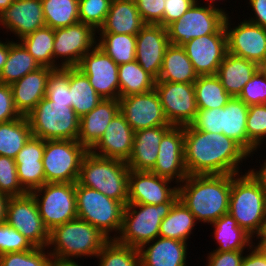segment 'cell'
I'll return each instance as SVG.
<instances>
[{"mask_svg": "<svg viewBox=\"0 0 266 266\" xmlns=\"http://www.w3.org/2000/svg\"><path fill=\"white\" fill-rule=\"evenodd\" d=\"M247 158L250 154L223 133L184 126V164L188 175L241 174L240 166Z\"/></svg>", "mask_w": 266, "mask_h": 266, "instance_id": "obj_1", "label": "cell"}, {"mask_svg": "<svg viewBox=\"0 0 266 266\" xmlns=\"http://www.w3.org/2000/svg\"><path fill=\"white\" fill-rule=\"evenodd\" d=\"M234 174L188 175L178 185L179 200L196 221L213 223L228 213L231 182Z\"/></svg>", "mask_w": 266, "mask_h": 266, "instance_id": "obj_2", "label": "cell"}, {"mask_svg": "<svg viewBox=\"0 0 266 266\" xmlns=\"http://www.w3.org/2000/svg\"><path fill=\"white\" fill-rule=\"evenodd\" d=\"M245 171L232 178L228 213L255 238L266 219V191L249 170Z\"/></svg>", "mask_w": 266, "mask_h": 266, "instance_id": "obj_3", "label": "cell"}, {"mask_svg": "<svg viewBox=\"0 0 266 266\" xmlns=\"http://www.w3.org/2000/svg\"><path fill=\"white\" fill-rule=\"evenodd\" d=\"M108 240L96 227L75 218L49 232L47 249L58 259L95 258Z\"/></svg>", "mask_w": 266, "mask_h": 266, "instance_id": "obj_4", "label": "cell"}, {"mask_svg": "<svg viewBox=\"0 0 266 266\" xmlns=\"http://www.w3.org/2000/svg\"><path fill=\"white\" fill-rule=\"evenodd\" d=\"M129 172L125 161L100 157L89 151L83 158L77 182L126 206Z\"/></svg>", "mask_w": 266, "mask_h": 266, "instance_id": "obj_5", "label": "cell"}, {"mask_svg": "<svg viewBox=\"0 0 266 266\" xmlns=\"http://www.w3.org/2000/svg\"><path fill=\"white\" fill-rule=\"evenodd\" d=\"M75 193L77 218L96 227L109 240L116 239L122 229L124 205L78 182L75 183Z\"/></svg>", "mask_w": 266, "mask_h": 266, "instance_id": "obj_6", "label": "cell"}, {"mask_svg": "<svg viewBox=\"0 0 266 266\" xmlns=\"http://www.w3.org/2000/svg\"><path fill=\"white\" fill-rule=\"evenodd\" d=\"M26 117L34 137L77 141L80 118L67 104L55 103L44 97Z\"/></svg>", "mask_w": 266, "mask_h": 266, "instance_id": "obj_7", "label": "cell"}, {"mask_svg": "<svg viewBox=\"0 0 266 266\" xmlns=\"http://www.w3.org/2000/svg\"><path fill=\"white\" fill-rule=\"evenodd\" d=\"M174 203L164 202L158 205L128 203L124 206L122 229L116 240L137 249L153 241L159 236L160 224Z\"/></svg>", "mask_w": 266, "mask_h": 266, "instance_id": "obj_8", "label": "cell"}, {"mask_svg": "<svg viewBox=\"0 0 266 266\" xmlns=\"http://www.w3.org/2000/svg\"><path fill=\"white\" fill-rule=\"evenodd\" d=\"M88 152L75 140H45L42 159L45 183H76Z\"/></svg>", "mask_w": 266, "mask_h": 266, "instance_id": "obj_9", "label": "cell"}, {"mask_svg": "<svg viewBox=\"0 0 266 266\" xmlns=\"http://www.w3.org/2000/svg\"><path fill=\"white\" fill-rule=\"evenodd\" d=\"M49 232L56 226L77 218L75 183H45L30 192Z\"/></svg>", "mask_w": 266, "mask_h": 266, "instance_id": "obj_10", "label": "cell"}, {"mask_svg": "<svg viewBox=\"0 0 266 266\" xmlns=\"http://www.w3.org/2000/svg\"><path fill=\"white\" fill-rule=\"evenodd\" d=\"M226 16L221 10L194 2L180 19L166 27L169 43L183 46L194 38L217 33Z\"/></svg>", "mask_w": 266, "mask_h": 266, "instance_id": "obj_11", "label": "cell"}, {"mask_svg": "<svg viewBox=\"0 0 266 266\" xmlns=\"http://www.w3.org/2000/svg\"><path fill=\"white\" fill-rule=\"evenodd\" d=\"M96 34L97 31L91 25L82 22L55 29L54 69L77 67L82 57L97 45Z\"/></svg>", "mask_w": 266, "mask_h": 266, "instance_id": "obj_12", "label": "cell"}, {"mask_svg": "<svg viewBox=\"0 0 266 266\" xmlns=\"http://www.w3.org/2000/svg\"><path fill=\"white\" fill-rule=\"evenodd\" d=\"M155 91L165 118L172 126H188L198 112L194 84L156 81Z\"/></svg>", "mask_w": 266, "mask_h": 266, "instance_id": "obj_13", "label": "cell"}, {"mask_svg": "<svg viewBox=\"0 0 266 266\" xmlns=\"http://www.w3.org/2000/svg\"><path fill=\"white\" fill-rule=\"evenodd\" d=\"M6 223L18 230L34 247L47 248L49 230L45 227L37 203L30 193L9 198Z\"/></svg>", "mask_w": 266, "mask_h": 266, "instance_id": "obj_14", "label": "cell"}, {"mask_svg": "<svg viewBox=\"0 0 266 266\" xmlns=\"http://www.w3.org/2000/svg\"><path fill=\"white\" fill-rule=\"evenodd\" d=\"M231 21L227 15L224 22L227 52L262 67L266 62V28L253 24L245 18L237 26Z\"/></svg>", "mask_w": 266, "mask_h": 266, "instance_id": "obj_15", "label": "cell"}, {"mask_svg": "<svg viewBox=\"0 0 266 266\" xmlns=\"http://www.w3.org/2000/svg\"><path fill=\"white\" fill-rule=\"evenodd\" d=\"M118 66L96 45L82 57L77 68L88 77L94 90L103 99H119Z\"/></svg>", "mask_w": 266, "mask_h": 266, "instance_id": "obj_16", "label": "cell"}, {"mask_svg": "<svg viewBox=\"0 0 266 266\" xmlns=\"http://www.w3.org/2000/svg\"><path fill=\"white\" fill-rule=\"evenodd\" d=\"M118 100L120 113L134 132L156 126H172L165 118L155 89L143 94L121 97Z\"/></svg>", "mask_w": 266, "mask_h": 266, "instance_id": "obj_17", "label": "cell"}, {"mask_svg": "<svg viewBox=\"0 0 266 266\" xmlns=\"http://www.w3.org/2000/svg\"><path fill=\"white\" fill-rule=\"evenodd\" d=\"M198 76L216 75L227 54L224 26L214 34L197 37L182 46Z\"/></svg>", "mask_w": 266, "mask_h": 266, "instance_id": "obj_18", "label": "cell"}, {"mask_svg": "<svg viewBox=\"0 0 266 266\" xmlns=\"http://www.w3.org/2000/svg\"><path fill=\"white\" fill-rule=\"evenodd\" d=\"M150 171L129 172L128 203L158 205L179 199L178 185ZM171 183V184H170Z\"/></svg>", "mask_w": 266, "mask_h": 266, "instance_id": "obj_19", "label": "cell"}, {"mask_svg": "<svg viewBox=\"0 0 266 266\" xmlns=\"http://www.w3.org/2000/svg\"><path fill=\"white\" fill-rule=\"evenodd\" d=\"M150 172L167 178L176 185L188 177L184 164V127L172 126L163 135L156 163Z\"/></svg>", "mask_w": 266, "mask_h": 266, "instance_id": "obj_20", "label": "cell"}, {"mask_svg": "<svg viewBox=\"0 0 266 266\" xmlns=\"http://www.w3.org/2000/svg\"><path fill=\"white\" fill-rule=\"evenodd\" d=\"M169 44L167 29L160 24H146L136 35V61L156 80Z\"/></svg>", "mask_w": 266, "mask_h": 266, "instance_id": "obj_21", "label": "cell"}, {"mask_svg": "<svg viewBox=\"0 0 266 266\" xmlns=\"http://www.w3.org/2000/svg\"><path fill=\"white\" fill-rule=\"evenodd\" d=\"M0 26L17 41L45 26L41 0H14L0 15Z\"/></svg>", "mask_w": 266, "mask_h": 266, "instance_id": "obj_22", "label": "cell"}, {"mask_svg": "<svg viewBox=\"0 0 266 266\" xmlns=\"http://www.w3.org/2000/svg\"><path fill=\"white\" fill-rule=\"evenodd\" d=\"M134 130L119 112L100 140L89 150L94 155L127 162L133 149Z\"/></svg>", "mask_w": 266, "mask_h": 266, "instance_id": "obj_23", "label": "cell"}, {"mask_svg": "<svg viewBox=\"0 0 266 266\" xmlns=\"http://www.w3.org/2000/svg\"><path fill=\"white\" fill-rule=\"evenodd\" d=\"M44 148L45 140L31 136L15 158L19 183L27 193L45 184Z\"/></svg>", "mask_w": 266, "mask_h": 266, "instance_id": "obj_24", "label": "cell"}, {"mask_svg": "<svg viewBox=\"0 0 266 266\" xmlns=\"http://www.w3.org/2000/svg\"><path fill=\"white\" fill-rule=\"evenodd\" d=\"M53 70L41 66L10 84L14 105L21 116H27L46 97L47 79Z\"/></svg>", "mask_w": 266, "mask_h": 266, "instance_id": "obj_25", "label": "cell"}, {"mask_svg": "<svg viewBox=\"0 0 266 266\" xmlns=\"http://www.w3.org/2000/svg\"><path fill=\"white\" fill-rule=\"evenodd\" d=\"M188 243L158 236L138 250L141 266H188Z\"/></svg>", "mask_w": 266, "mask_h": 266, "instance_id": "obj_26", "label": "cell"}, {"mask_svg": "<svg viewBox=\"0 0 266 266\" xmlns=\"http://www.w3.org/2000/svg\"><path fill=\"white\" fill-rule=\"evenodd\" d=\"M119 112L118 99H102L91 112L80 118L77 141L90 150L100 140L111 120Z\"/></svg>", "mask_w": 266, "mask_h": 266, "instance_id": "obj_27", "label": "cell"}, {"mask_svg": "<svg viewBox=\"0 0 266 266\" xmlns=\"http://www.w3.org/2000/svg\"><path fill=\"white\" fill-rule=\"evenodd\" d=\"M172 126H156L134 132L132 153L126 162L130 170L151 171L156 163L163 135Z\"/></svg>", "mask_w": 266, "mask_h": 266, "instance_id": "obj_28", "label": "cell"}, {"mask_svg": "<svg viewBox=\"0 0 266 266\" xmlns=\"http://www.w3.org/2000/svg\"><path fill=\"white\" fill-rule=\"evenodd\" d=\"M145 25L135 0H112L105 22L97 33L137 35Z\"/></svg>", "mask_w": 266, "mask_h": 266, "instance_id": "obj_29", "label": "cell"}, {"mask_svg": "<svg viewBox=\"0 0 266 266\" xmlns=\"http://www.w3.org/2000/svg\"><path fill=\"white\" fill-rule=\"evenodd\" d=\"M248 110L249 106L244 101L238 97H232L222 107V133L239 143L252 158L258 148L247 137Z\"/></svg>", "mask_w": 266, "mask_h": 266, "instance_id": "obj_30", "label": "cell"}, {"mask_svg": "<svg viewBox=\"0 0 266 266\" xmlns=\"http://www.w3.org/2000/svg\"><path fill=\"white\" fill-rule=\"evenodd\" d=\"M259 68L256 63L227 52L216 76L231 97H238Z\"/></svg>", "mask_w": 266, "mask_h": 266, "instance_id": "obj_31", "label": "cell"}, {"mask_svg": "<svg viewBox=\"0 0 266 266\" xmlns=\"http://www.w3.org/2000/svg\"><path fill=\"white\" fill-rule=\"evenodd\" d=\"M217 243V252L248 250L254 244V238L243 228H240L236 220L229 214L222 215L210 224ZM247 248V249H246Z\"/></svg>", "mask_w": 266, "mask_h": 266, "instance_id": "obj_32", "label": "cell"}, {"mask_svg": "<svg viewBox=\"0 0 266 266\" xmlns=\"http://www.w3.org/2000/svg\"><path fill=\"white\" fill-rule=\"evenodd\" d=\"M197 77L184 48L169 44L165 50L161 72L156 81L194 83Z\"/></svg>", "mask_w": 266, "mask_h": 266, "instance_id": "obj_33", "label": "cell"}, {"mask_svg": "<svg viewBox=\"0 0 266 266\" xmlns=\"http://www.w3.org/2000/svg\"><path fill=\"white\" fill-rule=\"evenodd\" d=\"M69 90L72 108L79 118L91 112L103 99L77 67H69Z\"/></svg>", "mask_w": 266, "mask_h": 266, "instance_id": "obj_34", "label": "cell"}, {"mask_svg": "<svg viewBox=\"0 0 266 266\" xmlns=\"http://www.w3.org/2000/svg\"><path fill=\"white\" fill-rule=\"evenodd\" d=\"M197 223L195 216L184 203L178 199L174 203L169 214L162 220L159 236L188 242V239L191 238L189 236L193 234L194 227Z\"/></svg>", "mask_w": 266, "mask_h": 266, "instance_id": "obj_35", "label": "cell"}, {"mask_svg": "<svg viewBox=\"0 0 266 266\" xmlns=\"http://www.w3.org/2000/svg\"><path fill=\"white\" fill-rule=\"evenodd\" d=\"M40 67L41 65L19 41L9 40V54L0 72V83L10 85Z\"/></svg>", "mask_w": 266, "mask_h": 266, "instance_id": "obj_36", "label": "cell"}, {"mask_svg": "<svg viewBox=\"0 0 266 266\" xmlns=\"http://www.w3.org/2000/svg\"><path fill=\"white\" fill-rule=\"evenodd\" d=\"M31 136L26 116L0 123V155L15 159Z\"/></svg>", "mask_w": 266, "mask_h": 266, "instance_id": "obj_37", "label": "cell"}, {"mask_svg": "<svg viewBox=\"0 0 266 266\" xmlns=\"http://www.w3.org/2000/svg\"><path fill=\"white\" fill-rule=\"evenodd\" d=\"M120 98L154 89L156 79L134 60L118 66Z\"/></svg>", "mask_w": 266, "mask_h": 266, "instance_id": "obj_38", "label": "cell"}, {"mask_svg": "<svg viewBox=\"0 0 266 266\" xmlns=\"http://www.w3.org/2000/svg\"><path fill=\"white\" fill-rule=\"evenodd\" d=\"M97 46L117 65L136 60V35L97 33Z\"/></svg>", "mask_w": 266, "mask_h": 266, "instance_id": "obj_39", "label": "cell"}, {"mask_svg": "<svg viewBox=\"0 0 266 266\" xmlns=\"http://www.w3.org/2000/svg\"><path fill=\"white\" fill-rule=\"evenodd\" d=\"M193 84L198 110L222 108L232 98L216 75L198 76Z\"/></svg>", "mask_w": 266, "mask_h": 266, "instance_id": "obj_40", "label": "cell"}, {"mask_svg": "<svg viewBox=\"0 0 266 266\" xmlns=\"http://www.w3.org/2000/svg\"><path fill=\"white\" fill-rule=\"evenodd\" d=\"M45 26L64 28L80 22L79 0H41Z\"/></svg>", "mask_w": 266, "mask_h": 266, "instance_id": "obj_41", "label": "cell"}, {"mask_svg": "<svg viewBox=\"0 0 266 266\" xmlns=\"http://www.w3.org/2000/svg\"><path fill=\"white\" fill-rule=\"evenodd\" d=\"M41 65L54 69V29L44 26L18 40Z\"/></svg>", "mask_w": 266, "mask_h": 266, "instance_id": "obj_42", "label": "cell"}, {"mask_svg": "<svg viewBox=\"0 0 266 266\" xmlns=\"http://www.w3.org/2000/svg\"><path fill=\"white\" fill-rule=\"evenodd\" d=\"M96 258L98 266H141L139 250L116 239L108 240Z\"/></svg>", "mask_w": 266, "mask_h": 266, "instance_id": "obj_43", "label": "cell"}, {"mask_svg": "<svg viewBox=\"0 0 266 266\" xmlns=\"http://www.w3.org/2000/svg\"><path fill=\"white\" fill-rule=\"evenodd\" d=\"M51 257L46 247H34L0 255V266H48Z\"/></svg>", "mask_w": 266, "mask_h": 266, "instance_id": "obj_44", "label": "cell"}, {"mask_svg": "<svg viewBox=\"0 0 266 266\" xmlns=\"http://www.w3.org/2000/svg\"><path fill=\"white\" fill-rule=\"evenodd\" d=\"M46 97L55 103L72 107L69 90V67L54 69L47 79Z\"/></svg>", "mask_w": 266, "mask_h": 266, "instance_id": "obj_45", "label": "cell"}, {"mask_svg": "<svg viewBox=\"0 0 266 266\" xmlns=\"http://www.w3.org/2000/svg\"><path fill=\"white\" fill-rule=\"evenodd\" d=\"M112 0H79V20L96 31L104 24Z\"/></svg>", "mask_w": 266, "mask_h": 266, "instance_id": "obj_46", "label": "cell"}, {"mask_svg": "<svg viewBox=\"0 0 266 266\" xmlns=\"http://www.w3.org/2000/svg\"><path fill=\"white\" fill-rule=\"evenodd\" d=\"M0 193L9 197L26 195L17 176L15 159L0 155Z\"/></svg>", "mask_w": 266, "mask_h": 266, "instance_id": "obj_47", "label": "cell"}, {"mask_svg": "<svg viewBox=\"0 0 266 266\" xmlns=\"http://www.w3.org/2000/svg\"><path fill=\"white\" fill-rule=\"evenodd\" d=\"M246 131L248 139L261 149L266 140V104L249 106Z\"/></svg>", "mask_w": 266, "mask_h": 266, "instance_id": "obj_48", "label": "cell"}, {"mask_svg": "<svg viewBox=\"0 0 266 266\" xmlns=\"http://www.w3.org/2000/svg\"><path fill=\"white\" fill-rule=\"evenodd\" d=\"M248 106L266 104V72L260 67L238 96Z\"/></svg>", "mask_w": 266, "mask_h": 266, "instance_id": "obj_49", "label": "cell"}, {"mask_svg": "<svg viewBox=\"0 0 266 266\" xmlns=\"http://www.w3.org/2000/svg\"><path fill=\"white\" fill-rule=\"evenodd\" d=\"M34 246L18 230L6 222L0 225V255L33 249Z\"/></svg>", "mask_w": 266, "mask_h": 266, "instance_id": "obj_50", "label": "cell"}, {"mask_svg": "<svg viewBox=\"0 0 266 266\" xmlns=\"http://www.w3.org/2000/svg\"><path fill=\"white\" fill-rule=\"evenodd\" d=\"M194 129L208 133H222V108L198 110L190 124Z\"/></svg>", "mask_w": 266, "mask_h": 266, "instance_id": "obj_51", "label": "cell"}, {"mask_svg": "<svg viewBox=\"0 0 266 266\" xmlns=\"http://www.w3.org/2000/svg\"><path fill=\"white\" fill-rule=\"evenodd\" d=\"M138 12L146 24L163 26L165 0H135Z\"/></svg>", "mask_w": 266, "mask_h": 266, "instance_id": "obj_52", "label": "cell"}, {"mask_svg": "<svg viewBox=\"0 0 266 266\" xmlns=\"http://www.w3.org/2000/svg\"><path fill=\"white\" fill-rule=\"evenodd\" d=\"M21 117L14 105L12 90L9 84L0 83V123Z\"/></svg>", "mask_w": 266, "mask_h": 266, "instance_id": "obj_53", "label": "cell"}, {"mask_svg": "<svg viewBox=\"0 0 266 266\" xmlns=\"http://www.w3.org/2000/svg\"><path fill=\"white\" fill-rule=\"evenodd\" d=\"M246 250H235L226 252H209L206 257V266H241Z\"/></svg>", "mask_w": 266, "mask_h": 266, "instance_id": "obj_54", "label": "cell"}, {"mask_svg": "<svg viewBox=\"0 0 266 266\" xmlns=\"http://www.w3.org/2000/svg\"><path fill=\"white\" fill-rule=\"evenodd\" d=\"M195 0H165L163 14V27H167L181 16L194 4Z\"/></svg>", "mask_w": 266, "mask_h": 266, "instance_id": "obj_55", "label": "cell"}, {"mask_svg": "<svg viewBox=\"0 0 266 266\" xmlns=\"http://www.w3.org/2000/svg\"><path fill=\"white\" fill-rule=\"evenodd\" d=\"M250 9L254 14L247 17L249 22L266 28V0H249ZM253 16V17H252Z\"/></svg>", "mask_w": 266, "mask_h": 266, "instance_id": "obj_56", "label": "cell"}, {"mask_svg": "<svg viewBox=\"0 0 266 266\" xmlns=\"http://www.w3.org/2000/svg\"><path fill=\"white\" fill-rule=\"evenodd\" d=\"M241 266H266V255L253 244L246 250Z\"/></svg>", "mask_w": 266, "mask_h": 266, "instance_id": "obj_57", "label": "cell"}, {"mask_svg": "<svg viewBox=\"0 0 266 266\" xmlns=\"http://www.w3.org/2000/svg\"><path fill=\"white\" fill-rule=\"evenodd\" d=\"M260 166V167H259ZM259 166H256L258 167L259 169H255L254 167L253 168H250L248 169L252 174L253 176L260 182V184L262 185V187L265 189L266 191V159L264 160L263 164L262 165H259Z\"/></svg>", "mask_w": 266, "mask_h": 266, "instance_id": "obj_58", "label": "cell"}, {"mask_svg": "<svg viewBox=\"0 0 266 266\" xmlns=\"http://www.w3.org/2000/svg\"><path fill=\"white\" fill-rule=\"evenodd\" d=\"M5 41L6 42L0 39V72L4 67L9 54V39L7 38Z\"/></svg>", "mask_w": 266, "mask_h": 266, "instance_id": "obj_59", "label": "cell"}, {"mask_svg": "<svg viewBox=\"0 0 266 266\" xmlns=\"http://www.w3.org/2000/svg\"><path fill=\"white\" fill-rule=\"evenodd\" d=\"M48 266H83L78 263V260L74 261L71 259H58L51 257Z\"/></svg>", "mask_w": 266, "mask_h": 266, "instance_id": "obj_60", "label": "cell"}, {"mask_svg": "<svg viewBox=\"0 0 266 266\" xmlns=\"http://www.w3.org/2000/svg\"><path fill=\"white\" fill-rule=\"evenodd\" d=\"M9 196L0 193V225L6 222V210Z\"/></svg>", "mask_w": 266, "mask_h": 266, "instance_id": "obj_61", "label": "cell"}, {"mask_svg": "<svg viewBox=\"0 0 266 266\" xmlns=\"http://www.w3.org/2000/svg\"><path fill=\"white\" fill-rule=\"evenodd\" d=\"M200 1H202V0H195V2H197V3H204V2H200ZM206 1H207V3H204L203 5H206V6H210V7L216 8V9H218V10L223 11L226 15H229L228 10L225 11L226 8L224 9V8H222V7L219 6V3H221L220 1H222V0H206ZM218 1H219V3H218ZM223 1H226V0H223ZM217 3H218V5H217ZM215 4H216V5H215ZM227 12H228V13H227Z\"/></svg>", "mask_w": 266, "mask_h": 266, "instance_id": "obj_62", "label": "cell"}, {"mask_svg": "<svg viewBox=\"0 0 266 266\" xmlns=\"http://www.w3.org/2000/svg\"><path fill=\"white\" fill-rule=\"evenodd\" d=\"M254 241V245L266 255V236H257Z\"/></svg>", "mask_w": 266, "mask_h": 266, "instance_id": "obj_63", "label": "cell"}, {"mask_svg": "<svg viewBox=\"0 0 266 266\" xmlns=\"http://www.w3.org/2000/svg\"><path fill=\"white\" fill-rule=\"evenodd\" d=\"M13 1L14 0H0V15L13 3Z\"/></svg>", "mask_w": 266, "mask_h": 266, "instance_id": "obj_64", "label": "cell"}, {"mask_svg": "<svg viewBox=\"0 0 266 266\" xmlns=\"http://www.w3.org/2000/svg\"><path fill=\"white\" fill-rule=\"evenodd\" d=\"M258 236H266V219H265L263 230Z\"/></svg>", "mask_w": 266, "mask_h": 266, "instance_id": "obj_65", "label": "cell"}, {"mask_svg": "<svg viewBox=\"0 0 266 266\" xmlns=\"http://www.w3.org/2000/svg\"><path fill=\"white\" fill-rule=\"evenodd\" d=\"M261 68L266 72V62Z\"/></svg>", "mask_w": 266, "mask_h": 266, "instance_id": "obj_66", "label": "cell"}]
</instances>
